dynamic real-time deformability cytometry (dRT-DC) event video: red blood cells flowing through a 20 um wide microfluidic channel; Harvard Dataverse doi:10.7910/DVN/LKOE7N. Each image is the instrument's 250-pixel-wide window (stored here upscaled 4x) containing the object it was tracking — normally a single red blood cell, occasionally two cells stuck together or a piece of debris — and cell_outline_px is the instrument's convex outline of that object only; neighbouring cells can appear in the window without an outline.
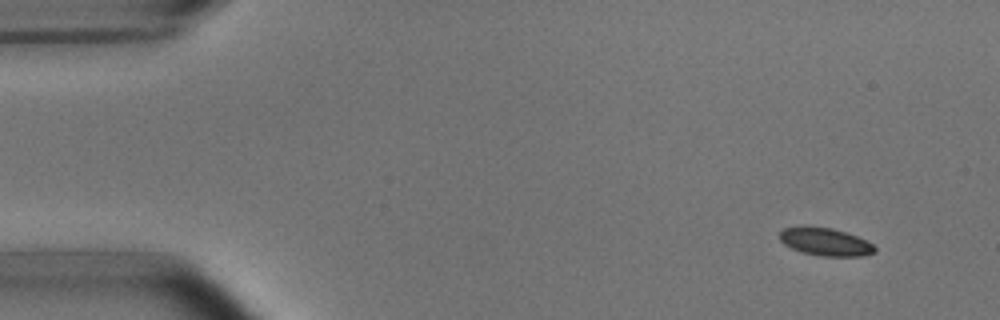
{"species": "common noctule bat (a hibernating species)", "species_latin": "Nyctalus noctula", "temperature_condition": "room temperature", "stored_images_in_passage": 6, "segment_of_instrument_passage": [1, 2], "camera_frame_rate_fps": 3000, "um_per_image_px": 0.085, "animal": {"sex": "male", "body_mass_g": 15.6}, "frame": {"image": 1, "passage_image": 2, "time_ms": 1.0, "image_size_px": [1000, 320], "cell_outline_px": [[876, 252], [864, 256], [820, 256], [800, 252], [784, 244], [780, 240], [780, 232], [784, 228], [832, 228], [856, 236], [872, 244], [876, 248]], "centroid_in_image_um": [70.18, 20.59], "position_along_channel_um": 14.8, "area_um2": 14.97}}
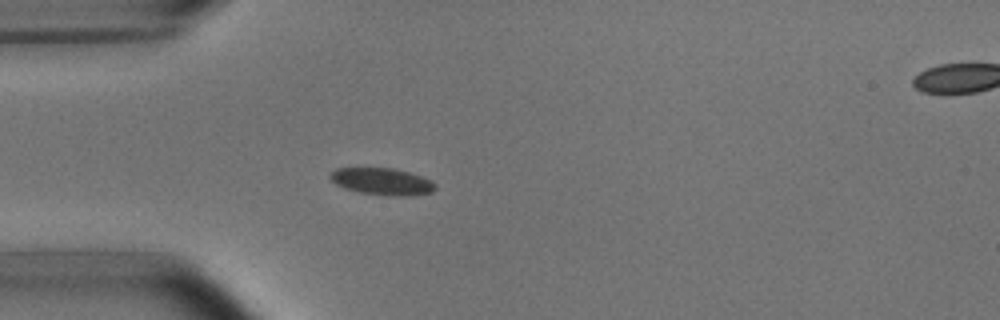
{"frame": {"image": 2, "passage_image": 5, "time_ms": 4.667, "image_size_px": [1000, 320], "cell_outline_px": [[436, 188], [432, 192], [412, 196], [388, 196], [360, 192], [344, 188], [336, 184], [328, 176], [336, 168], [392, 168], [408, 172], [432, 180], [436, 184]], "centroid_in_image_um": [32.5, 15.43], "position_along_channel_um": 52.5, "area_um2": 16.53}}